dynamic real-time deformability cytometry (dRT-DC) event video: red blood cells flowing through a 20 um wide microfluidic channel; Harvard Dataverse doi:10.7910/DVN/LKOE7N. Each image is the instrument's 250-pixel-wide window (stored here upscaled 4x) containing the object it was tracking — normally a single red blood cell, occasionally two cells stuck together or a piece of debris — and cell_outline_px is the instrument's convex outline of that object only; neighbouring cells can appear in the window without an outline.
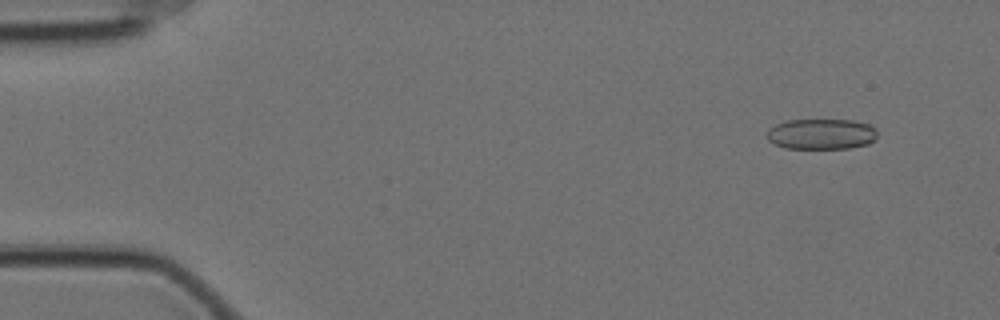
{"species": "Egyptian fruit bat (a non-hibernating species)", "species_latin": "Rousettus aegyptiacus", "temperature_condition": "cold", "stored_images_in_passage": 58, "camera_frame_rate_fps": 3000, "um_per_image_px": 0.085, "animal": {"sex": "female"}, "frame": {"image": 1, "passage_image": 5, "time_ms": 1.333, "image_size_px": [1000, 320], "cell_outline_px": [[876, 140], [868, 144], [848, 148], [784, 148], [768, 140], [768, 128], [776, 124], [788, 120], [852, 120], [872, 124], [876, 128]], "centroid_in_image_um": [69.86, 11.39], "position_along_channel_um": 15.1, "area_um2": 19.77}}
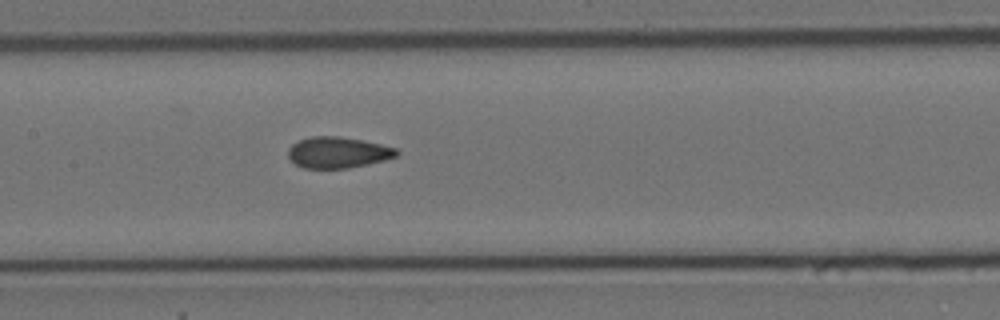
{"frame": {"image": 2, "passage_image": 28, "time_ms": 9.0, "image_size_px": [1000, 320], "cell_outline_px": [[400, 152], [396, 156], [384, 160], [368, 164], [348, 168], [304, 168], [296, 164], [288, 156], [288, 148], [292, 144], [300, 140], [312, 136], [340, 136], [380, 144], [396, 148]], "centroid_in_image_um": [28.72, 12.96], "position_along_channel_um": 178.7, "area_um2": 19.54}}
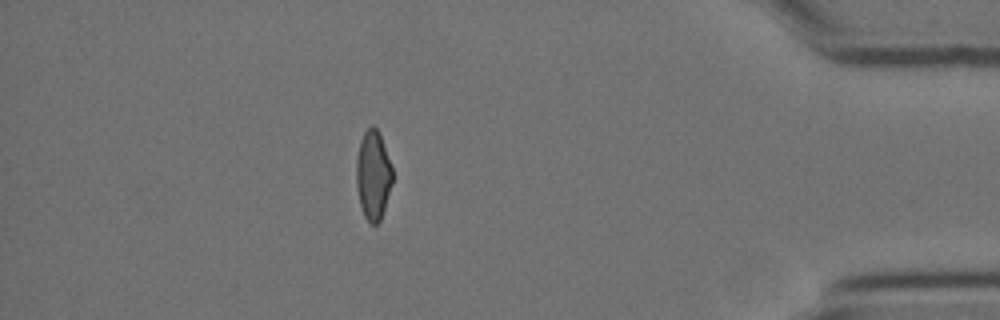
{"frame": {"image": 3, "passage_image": 51, "time_ms": 16.667, "image_size_px": [1000, 320], "cell_outline_px": [[392, 184], [380, 220], [376, 224], [372, 224], [364, 216], [360, 204], [356, 184], [356, 160], [360, 140], [364, 132], [372, 124], [380, 132], [392, 168]], "centroid_in_image_um": [31.71, 14.85], "position_along_channel_um": 403.5, "area_um2": 18.73}, "authors_computed_cell_mechanics": {"area_um2": 19.8543, "velocity_mm_per_s": 3.5106, "shape_relaxation_time_tau1_ms": null, "shape_relaxation_time_tau2_ms": 1.5006, "deformation_change_tau1": null, "deformation_change_tau2": 0.0548}}